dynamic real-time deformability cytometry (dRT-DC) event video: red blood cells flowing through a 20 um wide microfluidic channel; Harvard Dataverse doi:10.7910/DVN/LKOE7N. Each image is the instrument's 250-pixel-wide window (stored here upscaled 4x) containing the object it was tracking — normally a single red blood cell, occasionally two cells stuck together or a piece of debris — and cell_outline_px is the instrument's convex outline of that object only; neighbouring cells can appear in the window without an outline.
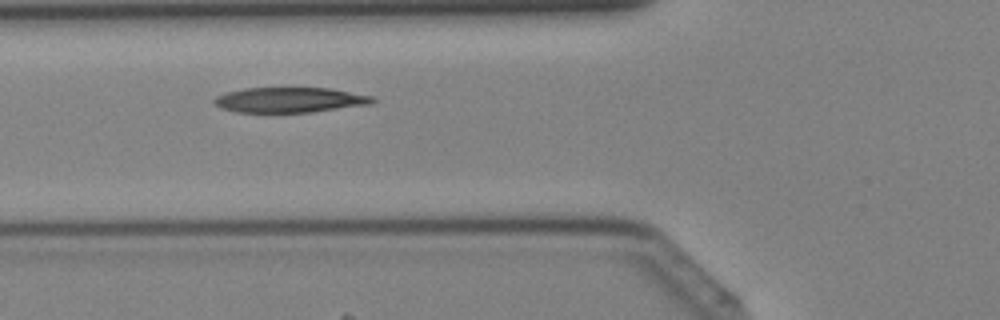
{"species": "Egyptian fruit bat (a non-hibernating species)", "species_latin": "Rousettus aegyptiacus", "temperature_condition": "cold", "stored_images_in_passage": 27, "camera_frame_rate_fps": 3000, "um_per_image_px": 0.085, "animal": {"sex": "female"}, "frame": {"image": 1, "passage_image": 4, "time_ms": 1.0, "image_size_px": [1000, 320], "cell_outline_px": [[376, 100], [372, 104], [312, 112], [236, 112], [220, 108], [212, 100], [216, 96], [228, 92], [244, 88], [328, 88], [372, 96]], "centroid_in_image_um": [24.62, 8.5], "position_along_channel_um": 101.2, "area_um2": 23.12}}
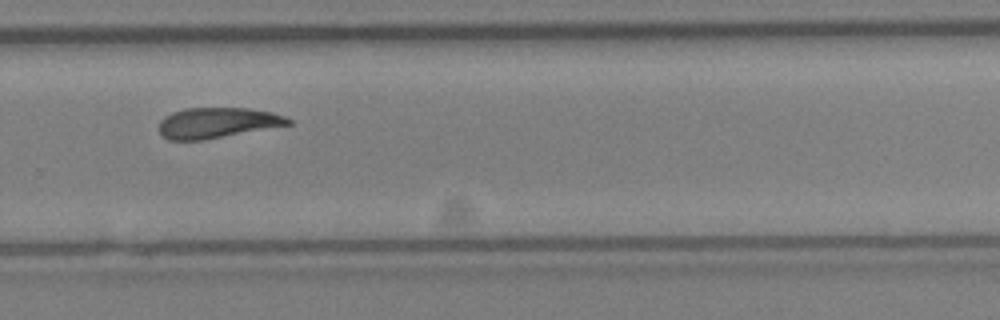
{"frame": {"image": 2, "passage_image": 17, "time_ms": 5.333, "image_size_px": [1000, 320], "cell_outline_px": [[292, 124], [204, 140], [168, 140], [156, 128], [160, 120], [164, 116], [172, 112], [184, 108], [248, 108], [272, 112], [284, 116], [292, 120]], "centroid_in_image_um": [18.43, 10.43], "position_along_channel_um": 311.4, "area_um2": 23.12}}
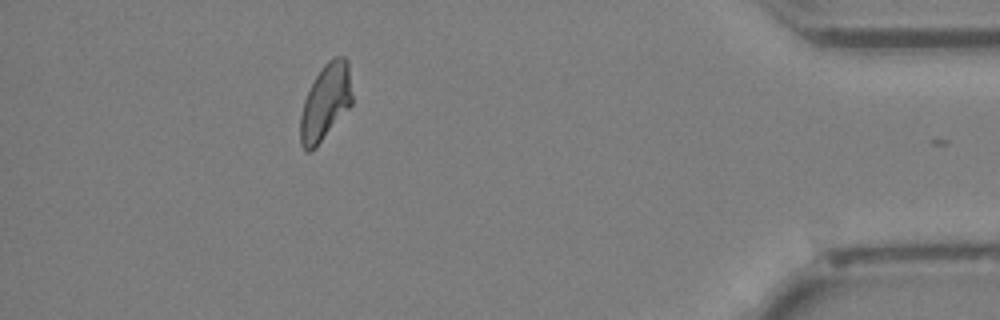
{"frame": {"image": 3, "passage_image": 26, "time_ms": 8.333, "image_size_px": [1000, 320], "cell_outline_px": [[352, 104], [316, 148], [308, 152], [304, 152], [300, 144], [300, 116], [304, 100], [316, 76], [324, 64], [332, 56], [344, 56], [348, 60], [352, 96]], "centroid_in_image_um": [27.66, 8.7], "position_along_channel_um": 407.5, "area_um2": 23.06}}